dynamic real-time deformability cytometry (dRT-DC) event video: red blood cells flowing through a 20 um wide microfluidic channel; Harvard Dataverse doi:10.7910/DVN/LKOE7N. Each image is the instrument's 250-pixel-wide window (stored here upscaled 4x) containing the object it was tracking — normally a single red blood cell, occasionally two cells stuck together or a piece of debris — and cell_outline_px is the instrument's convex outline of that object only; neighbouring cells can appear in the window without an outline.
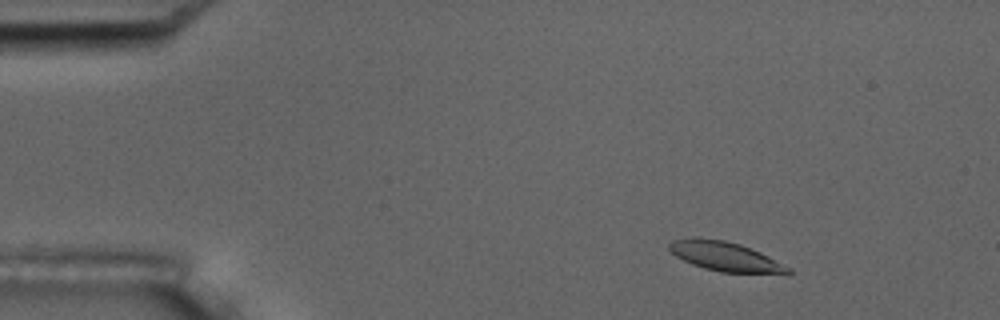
{"species": "common noctule bat (a hibernating species)", "species_latin": "Nyctalus noctula", "temperature_condition": "room temperature", "stored_images_in_passage": 6, "camera_frame_rate_fps": 3000, "um_per_image_px": 0.085, "animal": {"sex": "male", "body_mass_g": 17.5, "forearm_length_mm": 52.3}, "frame": {"image": 1, "passage_image": 2, "time_ms": 1.0, "image_size_px": [1000, 320], "cell_outline_px": [[792, 272], [788, 276], [720, 272], [704, 268], [692, 264], [676, 256], [668, 248], [668, 244], [672, 240], [692, 236], [700, 236], [724, 240], [740, 244], [760, 252], [792, 268]], "centroid_in_image_um": [61.72, 21.82], "position_along_channel_um": 23.3, "area_um2": 21.21}}
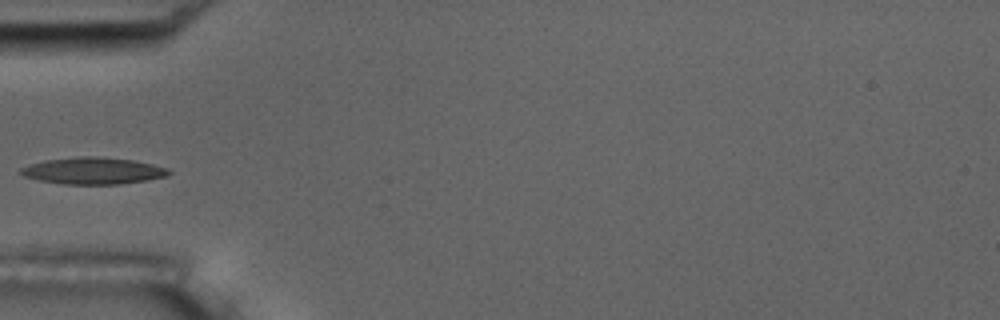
{"frame": {"image": 2, "passage_image": 5, "time_ms": 4.667, "image_size_px": [1000, 320], "cell_outline_px": [[172, 172], [168, 176], [148, 180], [120, 184], [64, 184], [40, 180], [24, 176], [20, 172], [20, 168], [28, 164], [44, 160], [76, 156], [96, 156], [132, 160], [152, 164], [168, 168]], "centroid_in_image_um": [7.92, 14.51], "position_along_channel_um": 77.1, "area_um2": 23.18}}